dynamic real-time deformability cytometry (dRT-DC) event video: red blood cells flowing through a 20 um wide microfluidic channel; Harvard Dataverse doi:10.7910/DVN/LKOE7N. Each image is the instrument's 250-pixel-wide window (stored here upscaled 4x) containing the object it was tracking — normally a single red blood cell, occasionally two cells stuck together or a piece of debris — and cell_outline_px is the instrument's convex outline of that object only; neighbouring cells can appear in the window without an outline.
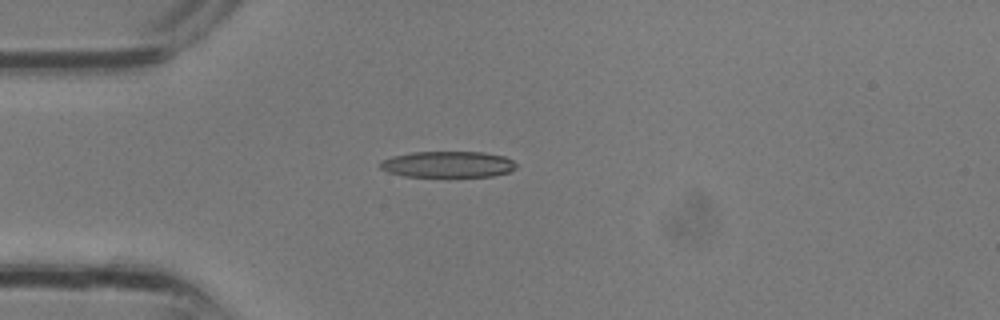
{"species": "common noctule bat (a hibernating species)", "species_latin": "Nyctalus noctula", "temperature_condition": "room temperature", "stored_images_in_passage": 2, "camera_frame_rate_fps": 3000, "um_per_image_px": 0.085, "animal": {"sex": "male", "body_mass_g": 13.3}, "frame": {"image": 1, "passage_image": 2, "time_ms": 0.333, "image_size_px": [1000, 320], "cell_outline_px": [[516, 168], [508, 172], [492, 176], [404, 176], [388, 172], [380, 168], [380, 160], [392, 156], [412, 152], [480, 152], [504, 156], [512, 160], [516, 164]], "centroid_in_image_um": [38.04, 13.96], "position_along_channel_um": 47.0, "area_um2": 20.63}}